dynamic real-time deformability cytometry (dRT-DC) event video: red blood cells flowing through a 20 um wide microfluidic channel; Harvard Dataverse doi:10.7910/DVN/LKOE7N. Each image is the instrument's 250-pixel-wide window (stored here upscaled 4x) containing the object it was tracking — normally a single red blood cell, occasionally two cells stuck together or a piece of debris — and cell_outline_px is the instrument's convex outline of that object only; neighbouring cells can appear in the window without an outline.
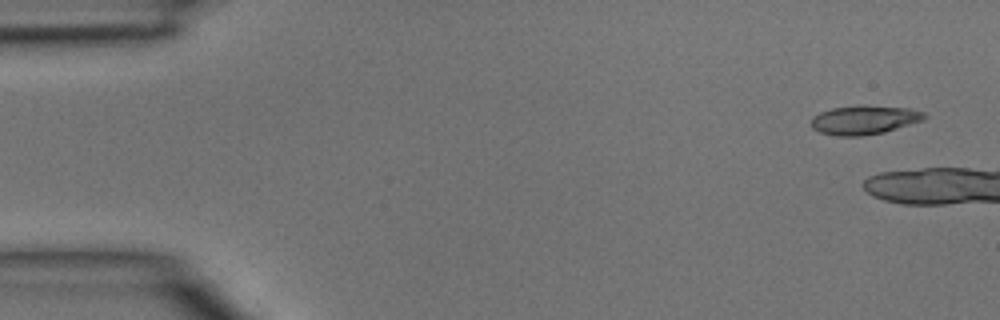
{"species": "common noctule bat (a hibernating species)", "species_latin": "Nyctalus noctula", "temperature_condition": "room temperature", "stored_images_in_passage": 3, "camera_frame_rate_fps": 3000, "um_per_image_px": 0.085, "animal": {"sex": "male", "body_mass_g": 15.6}, "frame": {"image": 1, "passage_image": 1, "time_ms": 0.0, "image_size_px": [1000, 320], "cell_outline_px": [[928, 116], [924, 120], [884, 132], [860, 136], [836, 136], [820, 132], [812, 128], [812, 116], [820, 112], [832, 108], [912, 108], [924, 112]], "centroid_in_image_um": [73.47, 10.24], "position_along_channel_um": 11.5, "area_um2": 18.26}}